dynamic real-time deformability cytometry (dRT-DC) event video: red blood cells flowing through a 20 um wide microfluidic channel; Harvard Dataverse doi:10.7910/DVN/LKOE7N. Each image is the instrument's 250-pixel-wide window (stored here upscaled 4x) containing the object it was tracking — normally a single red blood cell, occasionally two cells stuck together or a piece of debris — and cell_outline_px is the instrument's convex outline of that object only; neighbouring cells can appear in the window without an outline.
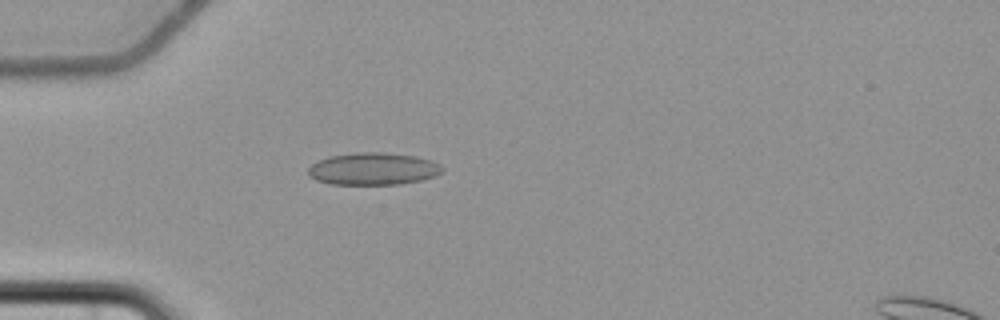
{"species": "common noctule bat (a hibernating species)", "species_latin": "Nyctalus noctula", "temperature_condition": "cold", "stored_images_in_passage": 5, "camera_frame_rate_fps": 3000, "um_per_image_px": 0.085, "animal": {"sex": "female", "body_mass_g": 22.7, "forearm_length_mm": 54.2}, "frame": {"image": 1, "passage_image": 5, "time_ms": 5.667, "image_size_px": [1000, 320], "cell_outline_px": [[444, 172], [436, 176], [420, 180], [400, 184], [332, 184], [316, 180], [308, 176], [308, 168], [312, 164], [320, 160], [332, 156], [356, 152], [384, 152], [416, 156], [432, 160], [440, 164], [444, 168]], "centroid_in_image_um": [31.76, 14.35], "position_along_channel_um": 53.2, "area_um2": 25.32}}